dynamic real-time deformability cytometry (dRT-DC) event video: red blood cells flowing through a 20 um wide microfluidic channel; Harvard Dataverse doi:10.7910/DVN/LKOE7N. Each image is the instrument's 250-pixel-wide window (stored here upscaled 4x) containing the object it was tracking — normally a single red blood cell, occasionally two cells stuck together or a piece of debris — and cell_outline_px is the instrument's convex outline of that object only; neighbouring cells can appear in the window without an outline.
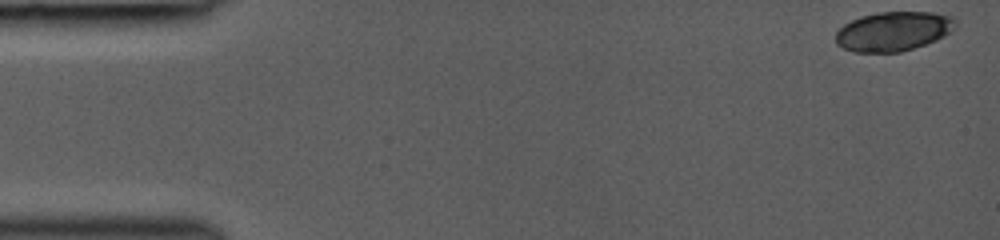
{"species": "common noctule bat (a hibernating species)", "species_latin": "Nyctalus noctula", "temperature_condition": "room temperature", "stored_images_in_passage": 31, "camera_frame_rate_fps": 3000, "um_per_image_px": 0.085, "animal": {"sex": "female", "body_mass_g": 19.0, "forearm_length_mm": 53.3}, "frame": {"image": 1, "passage_image": 1, "time_ms": 0.0, "image_size_px": [1000, 240], "cell_outline_px": [[956, 24], [944, 36], [936, 40], [900, 52], [856, 52], [844, 48], [836, 44], [836, 32], [844, 24], [860, 16], [880, 12], [932, 12], [952, 16], [956, 20]], "centroid_in_image_um": [75.92, 2.65], "position_along_channel_um": 9.1, "area_um2": 27.28}}